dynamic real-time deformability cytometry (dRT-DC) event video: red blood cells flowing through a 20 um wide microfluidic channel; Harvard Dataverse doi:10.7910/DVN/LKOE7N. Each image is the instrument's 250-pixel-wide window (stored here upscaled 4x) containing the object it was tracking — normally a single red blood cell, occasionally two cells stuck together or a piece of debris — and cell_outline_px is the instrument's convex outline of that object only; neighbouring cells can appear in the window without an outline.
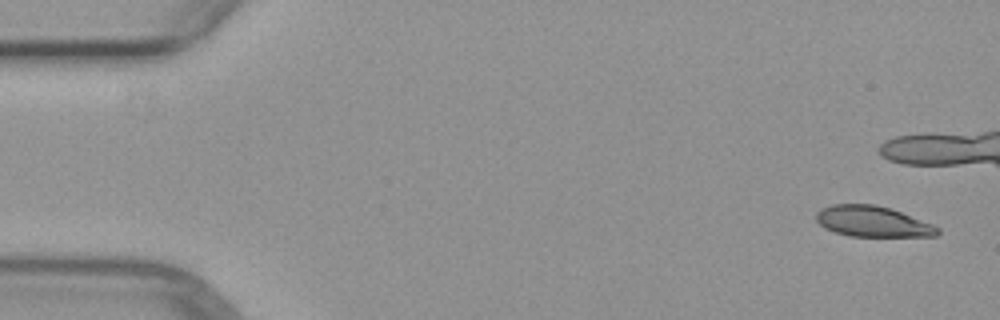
{"species": "common noctule bat (a hibernating species)", "species_latin": "Nyctalus noctula", "temperature_condition": "warm", "stored_images_in_passage": 5, "camera_frame_rate_fps": 3000, "um_per_image_px": 0.085, "animal": {"sex": "female", "body_mass_g": 29.2, "forearm_length_mm": 56.3}, "frame": {"image": 1, "passage_image": 1, "time_ms": 0.0, "image_size_px": [1000, 320], "cell_outline_px": [[940, 232], [936, 236], [848, 236], [824, 228], [816, 220], [816, 212], [820, 208], [832, 204], [876, 204], [900, 212], [932, 224], [940, 228]], "centroid_in_image_um": [74.14, 18.82], "position_along_channel_um": 10.9, "area_um2": 21.68}}